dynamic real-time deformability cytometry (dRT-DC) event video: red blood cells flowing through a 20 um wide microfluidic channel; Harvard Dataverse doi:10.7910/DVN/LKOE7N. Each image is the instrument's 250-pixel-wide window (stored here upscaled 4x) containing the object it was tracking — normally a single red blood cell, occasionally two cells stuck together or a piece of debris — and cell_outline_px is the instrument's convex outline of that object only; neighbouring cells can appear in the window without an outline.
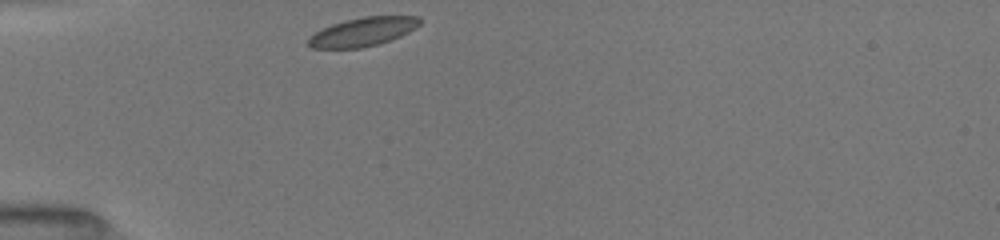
{"species": "common noctule bat (a hibernating species)", "species_latin": "Nyctalus noctula", "temperature_condition": "room temperature", "stored_images_in_passage": 30, "camera_frame_rate_fps": 3000, "um_per_image_px": 0.085, "animal": {"sex": "female", "body_mass_g": 19.5, "forearm_length_mm": 54.1}, "frame": {"image": 1, "passage_image": 1, "time_ms": 0.0, "image_size_px": [1000, 240], "cell_outline_px": [[420, 24], [416, 28], [400, 36], [380, 44], [360, 48], [312, 48], [308, 44], [308, 36], [332, 24], [344, 20], [364, 16], [420, 16]], "centroid_in_image_um": [30.85, 2.7], "position_along_channel_um": 54.2, "area_um2": 18.67}}
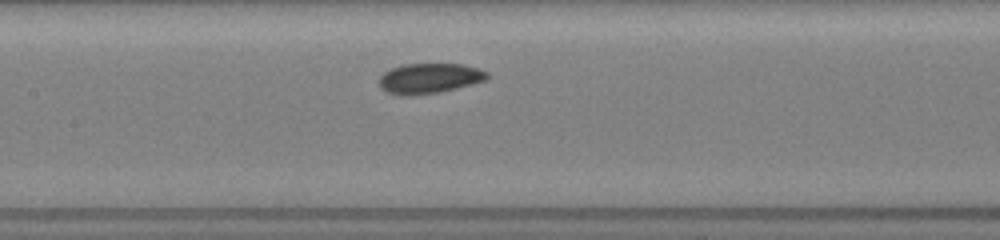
{"frame": {"image": 2, "passage_image": 11, "time_ms": 3.333, "image_size_px": [1000, 240], "cell_outline_px": [[488, 76], [484, 80], [472, 84], [440, 92], [412, 96], [400, 96], [388, 92], [380, 88], [380, 76], [384, 72], [392, 68], [404, 64], [464, 64], [480, 68], [488, 72]], "centroid_in_image_um": [36.49, 6.66], "position_along_channel_um": 170.9, "area_um2": 19.07}}
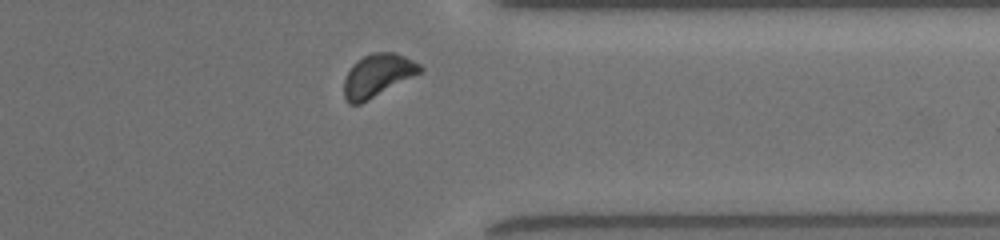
{"frame": {"image": 3, "passage_image": 27, "time_ms": 8.667, "image_size_px": [1000, 240], "cell_outline_px": [[424, 68], [420, 72], [368, 100], [360, 104], [348, 104], [344, 96], [344, 80], [352, 64], [356, 60], [372, 52], [396, 52], [420, 64]], "centroid_in_image_um": [32.06, 6.39], "position_along_channel_um": 379.3, "area_um2": 18.73}, "authors_computed_cell_mechanics": {"area_um2": 18.9873, "velocity_mm_per_s": 3.962, "shape_relaxation_time_tau1_ms": 1.7843, "shape_relaxation_time_tau2_ms": null, "deformation_change_tau1": 0.0479, "deformation_change_tau2": null}}